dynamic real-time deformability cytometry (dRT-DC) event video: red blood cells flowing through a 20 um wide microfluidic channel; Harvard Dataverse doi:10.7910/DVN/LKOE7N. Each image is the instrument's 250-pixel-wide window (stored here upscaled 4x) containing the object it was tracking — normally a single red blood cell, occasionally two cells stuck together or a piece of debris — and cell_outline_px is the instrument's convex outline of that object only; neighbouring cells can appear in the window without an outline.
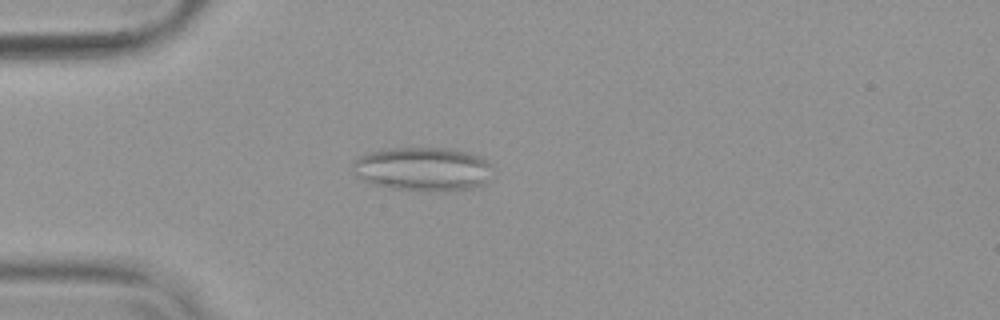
{"species": "common noctule bat (a hibernating species)", "species_latin": "Nyctalus noctula", "temperature_condition": "warm", "stored_images_in_passage": 42, "camera_frame_rate_fps": 3000, "um_per_image_px": 0.085, "animal": {"sex": "female", "body_mass_g": 19.9}, "frame": {"image": 1, "passage_image": 7, "time_ms": 2.0, "image_size_px": [1000, 320], "cell_outline_px": [[488, 180], [484, 184], [472, 188], [448, 192], [420, 192], [392, 188], [360, 180], [356, 176], [352, 164], [352, 160], [364, 152], [388, 148], [452, 148], [468, 152], [480, 156], [488, 164]], "centroid_in_image_um": [35.87, 14.38], "position_along_channel_um": 49.1, "area_um2": 36.3}}